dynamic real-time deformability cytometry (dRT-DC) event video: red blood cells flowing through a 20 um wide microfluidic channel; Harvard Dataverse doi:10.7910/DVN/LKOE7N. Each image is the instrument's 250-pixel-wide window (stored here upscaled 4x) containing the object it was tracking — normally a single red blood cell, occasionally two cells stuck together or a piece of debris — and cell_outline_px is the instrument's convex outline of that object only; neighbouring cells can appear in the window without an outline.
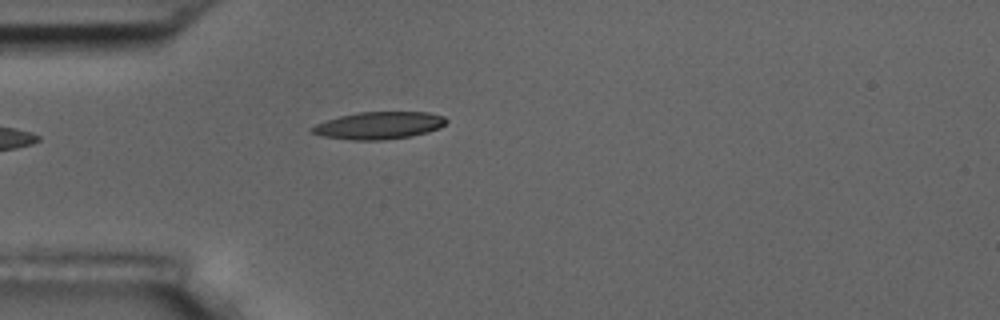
{"species": "common noctule bat (a hibernating species)", "species_latin": "Nyctalus noctula", "temperature_condition": "room temperature", "stored_images_in_passage": 2, "camera_frame_rate_fps": 3000, "um_per_image_px": 0.085, "animal": {"sex": "male", "body_mass_g": 17.5, "forearm_length_mm": 52.3}, "frame": {"image": 1, "passage_image": 2, "time_ms": 1.333, "image_size_px": [1000, 320], "cell_outline_px": [[448, 120], [440, 128], [428, 132], [412, 136], [384, 140], [352, 140], [324, 136], [308, 132], [308, 128], [316, 124], [340, 116], [360, 112], [428, 112], [444, 116]], "centroid_in_image_um": [32.21, 10.67], "position_along_channel_um": 52.8, "area_um2": 21.44}}